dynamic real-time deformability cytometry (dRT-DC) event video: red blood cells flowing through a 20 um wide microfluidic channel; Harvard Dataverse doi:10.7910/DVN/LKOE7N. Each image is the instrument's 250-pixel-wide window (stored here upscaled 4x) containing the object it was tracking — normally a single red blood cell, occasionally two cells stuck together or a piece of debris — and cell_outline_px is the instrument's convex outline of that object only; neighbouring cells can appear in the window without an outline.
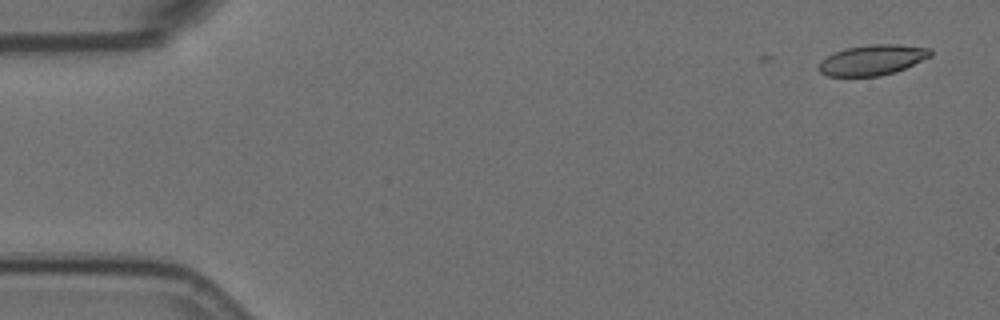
{"species": "Egyptian fruit bat (a non-hibernating species)", "species_latin": "Rousettus aegyptiacus", "temperature_condition": "room temperature", "stored_images_in_passage": 6, "camera_frame_rate_fps": 3000, "um_per_image_px": 0.085, "animal": {"sex": "female"}, "frame": {"image": 1, "passage_image": 1, "time_ms": 0.0, "image_size_px": [1000, 320], "cell_outline_px": [[932, 56], [896, 72], [880, 76], [828, 76], [820, 72], [816, 68], [820, 60], [836, 52], [848, 48], [868, 44], [896, 44], [932, 48]], "centroid_in_image_um": [74.16, 5.1], "position_along_channel_um": 10.8, "area_um2": 19.88}}
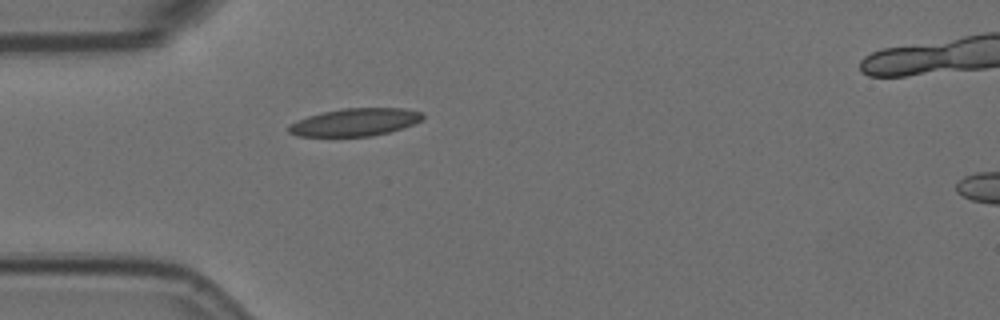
{"frame": {"image": 2, "passage_image": 5, "time_ms": 1.333, "image_size_px": [1000, 320], "cell_outline_px": [[424, 116], [420, 120], [412, 124], [388, 132], [372, 136], [296, 136], [288, 132], [288, 124], [308, 116], [324, 112], [344, 108], [404, 108], [424, 112]], "centroid_in_image_um": [30.16, 10.38], "position_along_channel_um": 54.8, "area_um2": 21.44}}